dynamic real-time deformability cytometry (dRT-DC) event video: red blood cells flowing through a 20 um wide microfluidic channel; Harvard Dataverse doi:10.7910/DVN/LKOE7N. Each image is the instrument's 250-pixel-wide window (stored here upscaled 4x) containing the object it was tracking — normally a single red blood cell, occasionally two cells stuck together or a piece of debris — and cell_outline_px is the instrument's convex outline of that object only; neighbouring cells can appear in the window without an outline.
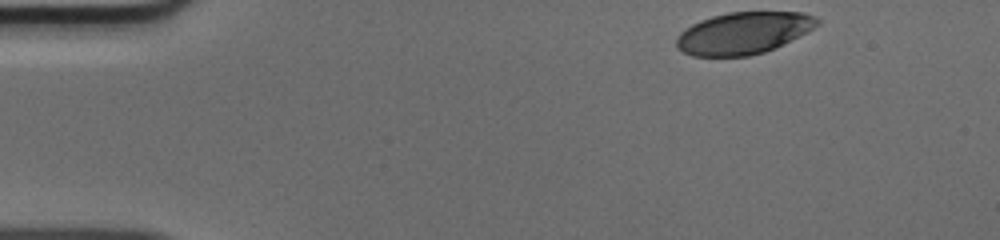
{"species": "human", "species_latin": "Homo sapiens", "temperature_condition": "cold", "stored_images_in_passage": 40, "camera_frame_rate_fps": 3000, "um_per_image_px": 0.085, "donor": {"sex": "male"}, "frame": {"image": 1, "passage_image": 1, "time_ms": 0.0, "image_size_px": [1000, 240], "cell_outline_px": [[820, 24], [808, 32], [776, 48], [764, 52], [748, 56], [692, 56], [676, 48], [676, 36], [684, 28], [700, 20], [712, 16], [728, 12], [804, 12], [816, 16], [820, 20]], "centroid_in_image_um": [63.21, 2.8], "position_along_channel_um": 21.8, "area_um2": 34.8}}
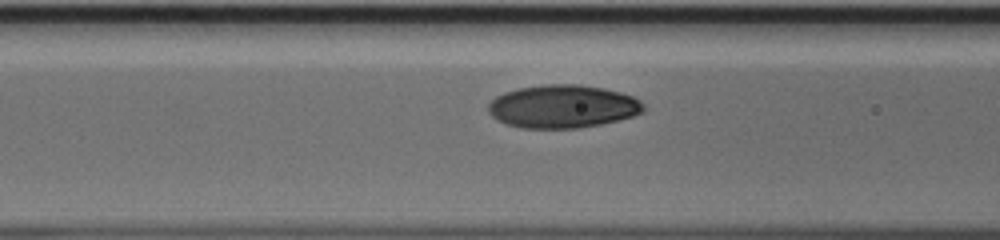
{"frame": {"image": 2, "passage_image": 15, "time_ms": 4.667, "image_size_px": [1000, 240], "cell_outline_px": [[648, 108], [644, 112], [632, 116], [600, 124], [576, 128], [524, 128], [508, 124], [496, 120], [488, 112], [488, 104], [496, 96], [504, 92], [516, 88], [544, 84], [580, 84], [604, 88], [620, 92], [632, 96], [640, 100]], "centroid_in_image_um": [47.84, 9.03], "position_along_channel_um": 118.8, "area_um2": 39.19}}
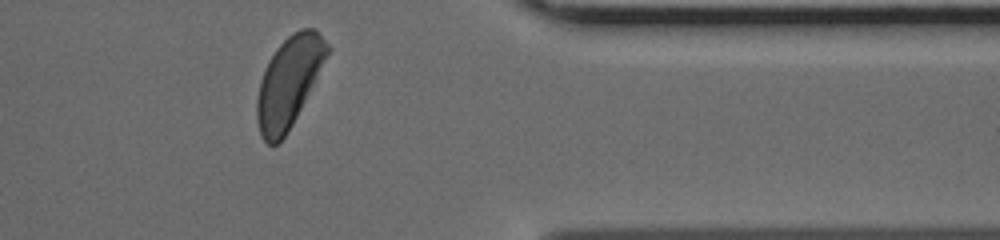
{"frame": {"image": 3, "passage_image": 36, "time_ms": 11.667, "image_size_px": [1000, 240], "cell_outline_px": [[332, 48], [288, 132], [276, 144], [268, 144], [260, 136], [256, 120], [256, 100], [260, 80], [268, 60], [276, 48], [292, 32], [300, 28], [316, 28]], "centroid_in_image_um": [24.55, 6.94], "position_along_channel_um": 386.9, "area_um2": 36.93}}